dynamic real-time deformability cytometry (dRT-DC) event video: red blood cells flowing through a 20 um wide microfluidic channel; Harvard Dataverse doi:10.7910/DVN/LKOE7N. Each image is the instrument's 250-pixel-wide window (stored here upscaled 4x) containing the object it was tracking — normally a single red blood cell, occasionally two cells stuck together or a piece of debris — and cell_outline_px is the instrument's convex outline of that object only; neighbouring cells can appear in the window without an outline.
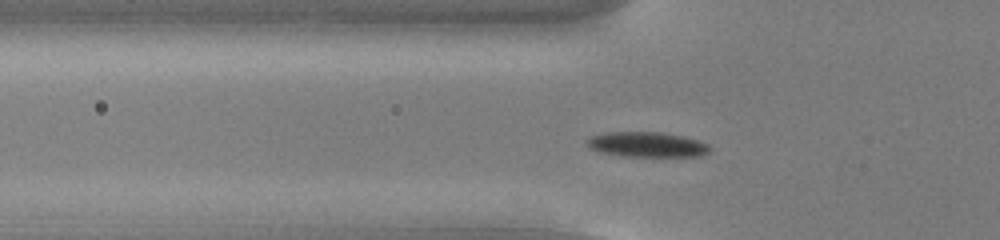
{"species": "common noctule bat (a hibernating species)", "species_latin": "Nyctalus noctula", "temperature_condition": "cold", "stored_images_in_passage": 47, "camera_frame_rate_fps": 3000, "um_per_image_px": 0.085, "animal": {"sex": "male", "body_mass_g": 13.0, "forearm_length_mm": 53.1}, "frame": {"image": 1, "passage_image": 11, "time_ms": 3.333, "image_size_px": [1000, 240], "cell_outline_px": [[712, 148], [708, 152], [700, 156], [620, 156], [600, 152], [592, 148], [584, 140], [588, 136], [604, 132], [664, 132], [684, 136], [708, 144]], "centroid_in_image_um": [54.96, 12.27], "position_along_channel_um": 70.8, "area_um2": 18.09}}
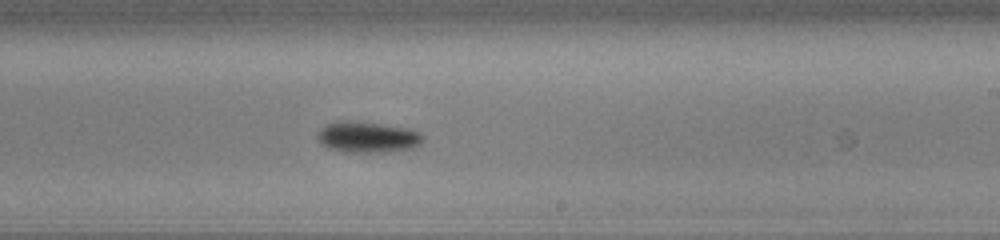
{"frame": {"image": 2, "passage_image": 26, "time_ms": 8.333, "image_size_px": [1000, 240], "cell_outline_px": [[424, 140], [420, 144], [412, 148], [388, 152], [344, 152], [328, 148], [316, 136], [320, 128], [324, 124], [340, 120], [352, 120], [408, 128], [420, 132], [424, 136]], "centroid_in_image_um": [31.24, 11.64], "position_along_channel_um": 257.8, "area_um2": 19.25}}
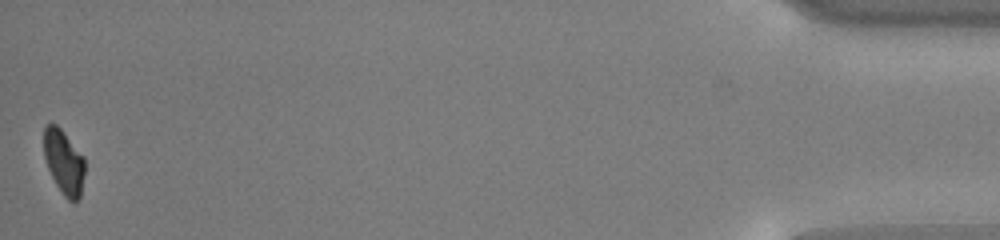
{"frame": {"image": 3, "passage_image": 47, "time_ms": 15.333, "image_size_px": [1000, 240], "cell_outline_px": [[84, 172], [80, 196], [72, 204], [64, 196], [56, 184], [48, 168], [44, 156], [44, 128], [48, 124], [56, 124], [64, 132], [84, 156]], "centroid_in_image_um": [5.43, 13.77], "position_along_channel_um": 429.8, "area_um2": 15.26}, "authors_computed_cell_mechanics": {"area_um2": 17.629, "velocity_mm_per_s": 3.756, "shape_relaxation_time_tau1_ms": 1.4808, "shape_relaxation_time_tau2_ms": null, "deformation_change_tau1": 0.1028, "deformation_change_tau2": null}}